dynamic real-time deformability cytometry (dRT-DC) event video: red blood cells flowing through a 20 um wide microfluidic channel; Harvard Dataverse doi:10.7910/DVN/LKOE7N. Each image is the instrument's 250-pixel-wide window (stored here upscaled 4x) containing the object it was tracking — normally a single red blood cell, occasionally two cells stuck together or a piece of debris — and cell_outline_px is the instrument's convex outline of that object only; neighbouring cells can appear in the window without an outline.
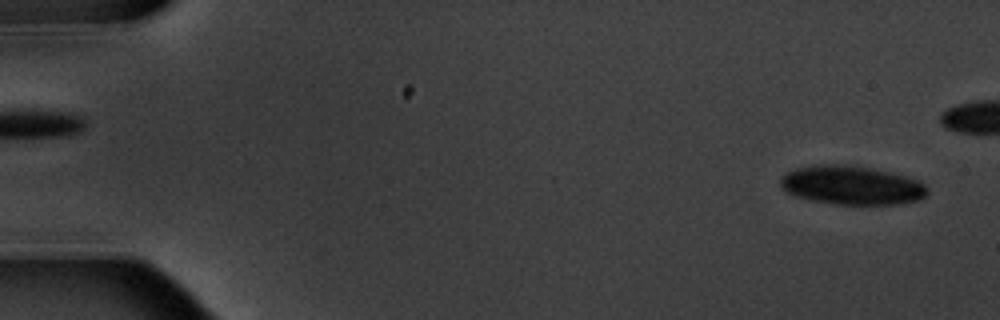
{"species": "common noctule bat (a hibernating species)", "species_latin": "Nyctalus noctula", "temperature_condition": "warm", "stored_images_in_passage": 6, "segment_of_instrument_passage": [2, 2], "camera_frame_rate_fps": 3000, "um_per_image_px": 0.085, "animal": {"sex": "male", "body_mass_g": 20.1, "forearm_length_mm": 53.5}, "frame": {"image": 1, "passage_image": 6, "time_ms": 6.333, "image_size_px": [1000, 320], "cell_outline_px": [[928, 192], [920, 200], [900, 204], [832, 204], [792, 196], [784, 192], [780, 188], [780, 176], [784, 172], [796, 168], [812, 164], [840, 164], [868, 168], [892, 172], [920, 180], [928, 188]], "centroid_in_image_um": [72.34, 15.74], "position_along_channel_um": 12.7, "area_um2": 33.81}}